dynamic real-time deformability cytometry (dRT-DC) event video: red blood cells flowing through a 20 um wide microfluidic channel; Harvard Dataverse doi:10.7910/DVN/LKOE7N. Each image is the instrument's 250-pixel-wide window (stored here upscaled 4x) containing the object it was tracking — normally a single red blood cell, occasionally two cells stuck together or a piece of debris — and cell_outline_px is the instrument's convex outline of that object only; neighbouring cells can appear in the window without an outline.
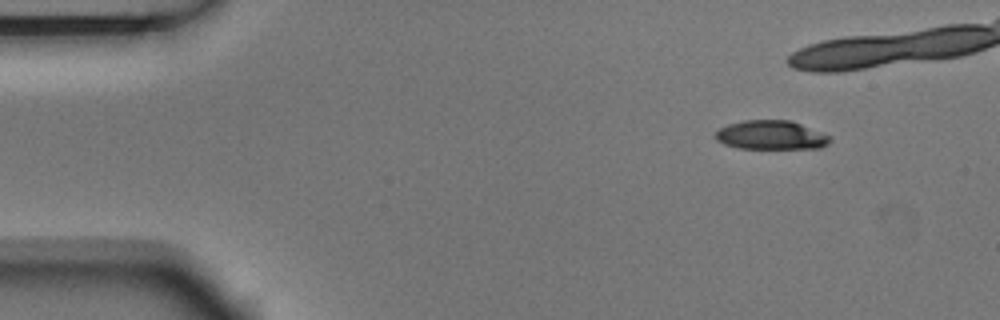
{"species": "Egyptian fruit bat (a non-hibernating species)", "species_latin": "Rousettus aegyptiacus", "temperature_condition": "room temperature", "stored_images_in_passage": 12, "camera_frame_rate_fps": 3000, "um_per_image_px": 0.085, "animal": {"sex": "male"}, "frame": {"image": 1, "passage_image": 1, "time_ms": 0.0, "image_size_px": [1000, 320], "cell_outline_px": [[832, 140], [828, 144], [820, 148], [736, 148], [724, 144], [716, 140], [712, 136], [720, 128], [728, 124], [744, 120], [792, 120], [832, 136]], "centroid_in_image_um": [65.55, 11.48], "position_along_channel_um": 19.5, "area_um2": 19.59}}
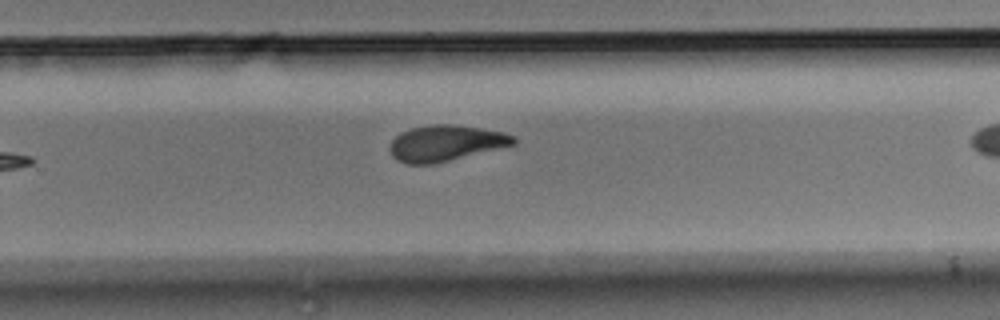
{"frame": {"image": 2, "passage_image": 9, "time_ms": 2.667, "image_size_px": [1000, 320], "cell_outline_px": [[516, 144], [432, 164], [408, 164], [396, 160], [392, 156], [388, 148], [392, 140], [400, 132], [412, 128], [432, 124], [452, 124], [480, 128], [504, 132], [516, 136]], "centroid_in_image_um": [37.86, 12.16], "position_along_channel_um": 291.9, "area_um2": 25.84}}